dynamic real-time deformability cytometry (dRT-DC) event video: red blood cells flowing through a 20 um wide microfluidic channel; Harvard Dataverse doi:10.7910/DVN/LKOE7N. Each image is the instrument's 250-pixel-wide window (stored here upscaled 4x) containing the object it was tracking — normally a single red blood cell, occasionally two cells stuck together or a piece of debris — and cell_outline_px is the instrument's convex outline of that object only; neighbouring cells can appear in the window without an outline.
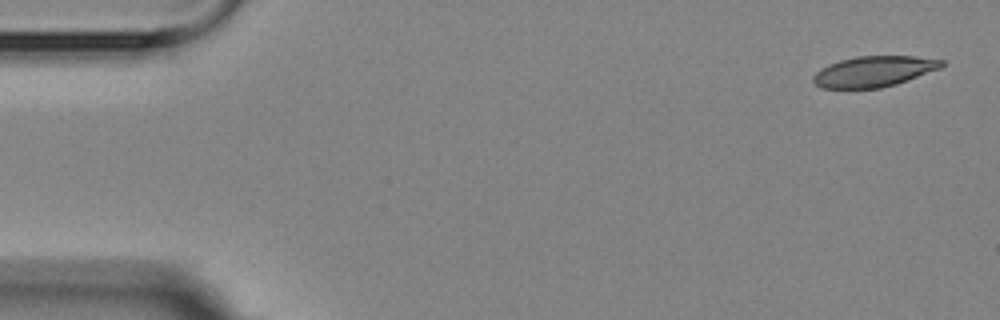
{"species": "Egyptian fruit bat (a non-hibernating species)", "species_latin": "Rousettus aegyptiacus", "temperature_condition": "room temperature", "stored_images_in_passage": 7, "camera_frame_rate_fps": 3000, "um_per_image_px": 0.085, "animal": {"sex": "female"}, "frame": {"image": 1, "passage_image": 1, "time_ms": 0.0, "image_size_px": [1000, 320], "cell_outline_px": [[944, 64], [940, 68], [908, 80], [896, 84], [880, 88], [820, 88], [812, 80], [812, 76], [820, 68], [828, 64], [840, 60], [856, 56], [916, 56], [944, 60]], "centroid_in_image_um": [74.26, 6.07], "position_along_channel_um": 10.7, "area_um2": 23.0}}
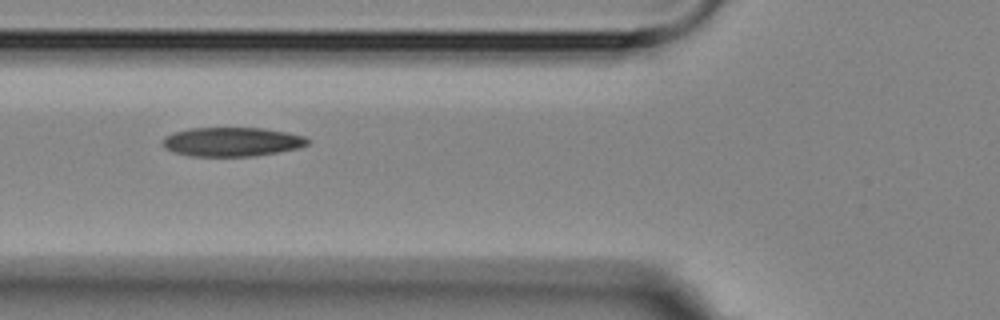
{"frame": {"image": 2, "passage_image": 6, "time_ms": 6.0, "image_size_px": [1000, 320], "cell_outline_px": [[312, 140], [308, 144], [300, 148], [256, 156], [188, 156], [164, 148], [160, 144], [160, 140], [164, 136], [172, 132], [192, 128], [264, 128], [288, 132], [304, 136]], "centroid_in_image_um": [19.71, 12.05], "position_along_channel_um": 106.1, "area_um2": 24.97}}
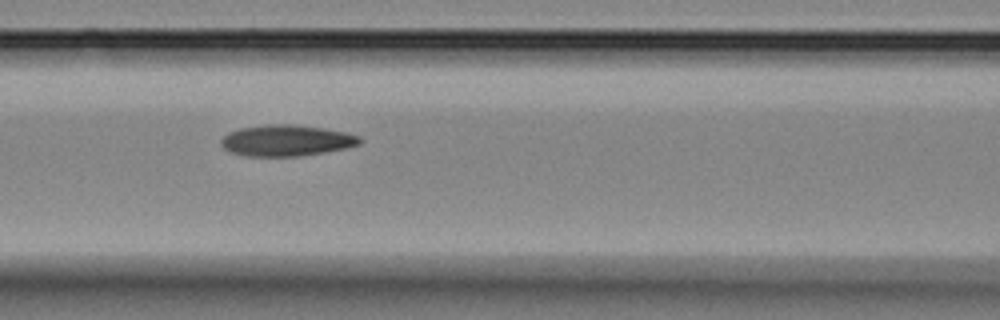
{"frame": {"image": 3, "passage_image": 7, "time_ms": 7.0, "image_size_px": [1000, 320], "cell_outline_px": [[364, 140], [360, 144], [344, 148], [324, 152], [300, 156], [244, 156], [228, 152], [220, 144], [220, 140], [228, 132], [240, 128], [268, 124], [292, 124], [324, 128], [344, 132], [360, 136]], "centroid_in_image_um": [24.32, 11.94], "position_along_channel_um": 142.3, "area_um2": 25.32}}